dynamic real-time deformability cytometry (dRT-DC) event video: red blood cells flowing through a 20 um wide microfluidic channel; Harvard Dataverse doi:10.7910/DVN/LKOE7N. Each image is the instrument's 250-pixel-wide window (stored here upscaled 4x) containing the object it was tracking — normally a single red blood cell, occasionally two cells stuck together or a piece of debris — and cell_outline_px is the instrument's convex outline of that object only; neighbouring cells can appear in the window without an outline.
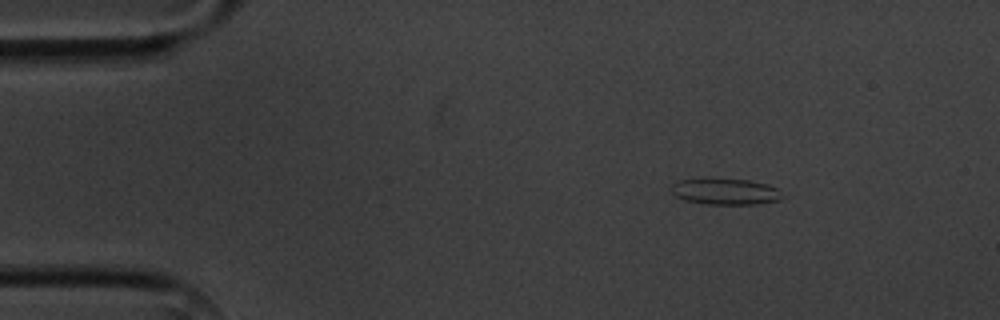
{"species": "common noctule bat (a hibernating species)", "species_latin": "Nyctalus noctula", "temperature_condition": "cold", "stored_images_in_passage": 4, "camera_frame_rate_fps": 3000, "um_per_image_px": 0.085, "animal": {"sex": "male", "body_mass_g": 20.1, "forearm_length_mm": 53.5}, "frame": {"image": 1, "passage_image": 1, "time_ms": 0.0, "image_size_px": [1000, 320], "cell_outline_px": [[780, 200], [756, 204], [708, 204], [684, 200], [676, 196], [672, 192], [672, 184], [680, 180], [704, 176], [708, 176], [748, 180], [768, 184], [776, 188], [780, 196]], "centroid_in_image_um": [61.58, 16.24], "position_along_channel_um": 23.4, "area_um2": 17.34}}
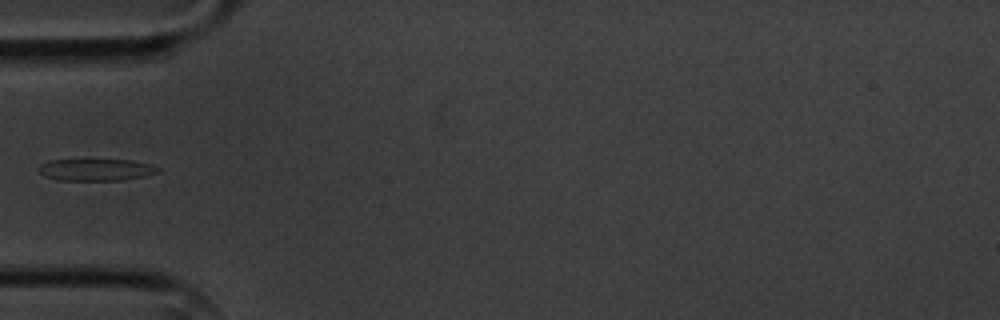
{"frame": {"image": 2, "passage_image": 3, "time_ms": 3.333, "image_size_px": [1000, 320], "cell_outline_px": [[160, 172], [144, 176], [120, 180], [56, 180], [44, 176], [36, 168], [40, 164], [48, 160], [132, 160], [152, 164], [160, 168]], "centroid_in_image_um": [8.15, 14.42], "position_along_channel_um": 76.9, "area_um2": 15.32}}
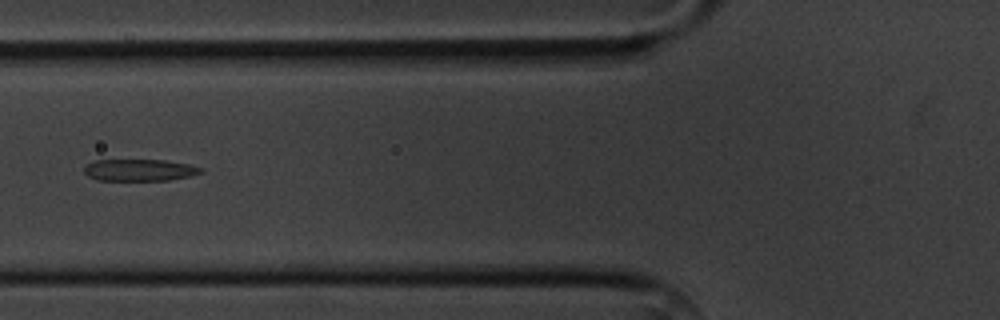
{"frame": {"image": 3, "passage_image": 4, "time_ms": 4.333, "image_size_px": [1000, 320], "cell_outline_px": [[204, 172], [188, 176], [168, 180], [96, 180], [88, 176], [84, 172], [84, 168], [92, 160], [164, 160], [192, 164], [204, 168]], "centroid_in_image_um": [11.89, 14.45], "position_along_channel_um": 113.9, "area_um2": 14.91}}